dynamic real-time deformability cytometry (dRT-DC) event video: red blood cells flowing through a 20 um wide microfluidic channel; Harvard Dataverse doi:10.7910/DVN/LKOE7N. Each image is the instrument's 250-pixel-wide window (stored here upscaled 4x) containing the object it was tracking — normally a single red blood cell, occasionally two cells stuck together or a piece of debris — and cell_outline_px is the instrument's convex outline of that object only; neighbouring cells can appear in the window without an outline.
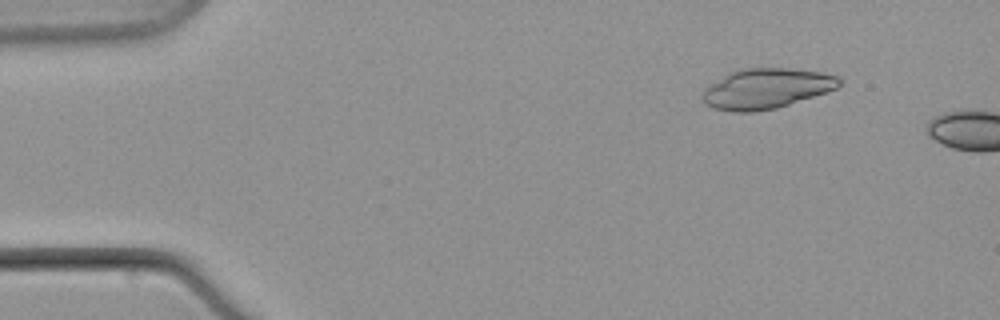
{"species": "common noctule bat (a hibernating species)", "species_latin": "Nyctalus noctula", "temperature_condition": "warm", "stored_images_in_passage": 3, "camera_frame_rate_fps": 3000, "um_per_image_px": 0.085, "animal": {"sex": "male", "body_mass_g": 21.5, "forearm_length_mm": 52.0}, "frame": {"image": 1, "passage_image": 2, "time_ms": 1.0, "image_size_px": [1000, 320], "cell_outline_px": [[840, 84], [836, 88], [828, 92], [776, 108], [752, 112], [736, 112], [712, 108], [704, 104], [700, 100], [704, 88], [728, 72], [744, 68], [788, 68], [824, 72], [840, 76]], "centroid_in_image_um": [65.11, 7.52], "position_along_channel_um": 19.9, "area_um2": 32.37}}